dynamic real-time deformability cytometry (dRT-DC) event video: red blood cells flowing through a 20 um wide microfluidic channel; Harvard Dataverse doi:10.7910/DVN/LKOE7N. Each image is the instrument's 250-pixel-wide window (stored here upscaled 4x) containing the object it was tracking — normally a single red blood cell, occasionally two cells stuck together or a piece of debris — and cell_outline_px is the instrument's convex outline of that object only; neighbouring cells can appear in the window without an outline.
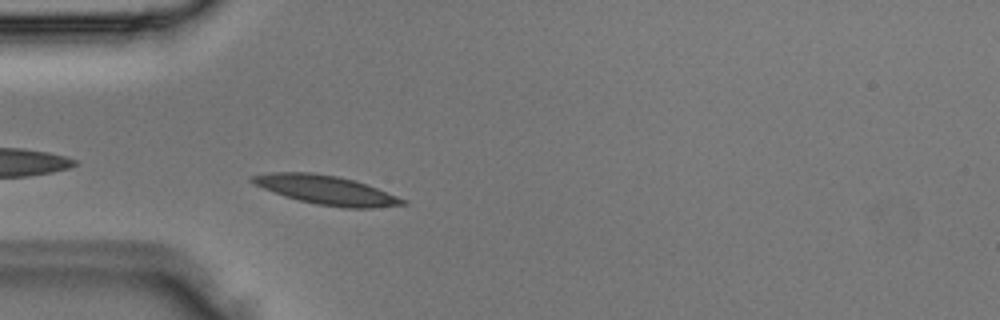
{"species": "Egyptian fruit bat (a non-hibernating species)", "species_latin": "Rousettus aegyptiacus", "temperature_condition": "room temperature", "stored_images_in_passage": 3, "camera_frame_rate_fps": 3000, "um_per_image_px": 0.085, "animal": {"sex": "male"}, "frame": {"image": 1, "passage_image": 3, "time_ms": 0.667, "image_size_px": [1000, 320], "cell_outline_px": [[408, 204], [372, 208], [344, 208], [316, 204], [284, 196], [252, 184], [248, 180], [252, 176], [268, 172], [312, 172], [336, 176], [352, 180], [376, 188], [408, 200]], "centroid_in_image_um": [27.7, 16.15], "position_along_channel_um": 57.3, "area_um2": 25.32}}